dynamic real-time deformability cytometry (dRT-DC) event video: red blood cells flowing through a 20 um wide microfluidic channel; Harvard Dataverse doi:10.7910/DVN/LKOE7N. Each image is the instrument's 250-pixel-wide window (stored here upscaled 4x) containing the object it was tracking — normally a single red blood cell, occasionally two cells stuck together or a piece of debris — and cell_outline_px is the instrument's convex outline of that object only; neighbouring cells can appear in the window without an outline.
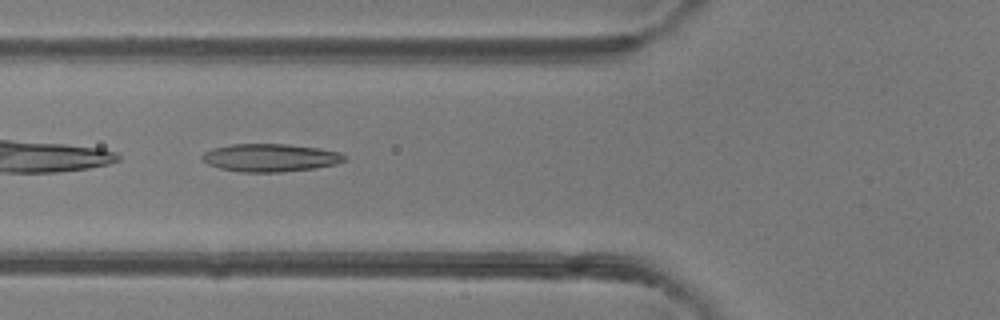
{"species": "common noctule bat (a hibernating species)", "species_latin": "Nyctalus noctula", "temperature_condition": "room temperature", "stored_images_in_passage": 6, "camera_frame_rate_fps": 3000, "um_per_image_px": 0.085, "animal": {"sex": "female"}, "frame": {"image": 1, "passage_image": 5, "time_ms": 1.333, "image_size_px": [1000, 320], "cell_outline_px": [[348, 160], [336, 164], [316, 168], [280, 172], [240, 172], [220, 168], [208, 164], [200, 156], [204, 152], [212, 148], [232, 144], [288, 144], [320, 148], [340, 152], [348, 156]], "centroid_in_image_um": [23.02, 13.4], "position_along_channel_um": 102.8, "area_um2": 23.35}}